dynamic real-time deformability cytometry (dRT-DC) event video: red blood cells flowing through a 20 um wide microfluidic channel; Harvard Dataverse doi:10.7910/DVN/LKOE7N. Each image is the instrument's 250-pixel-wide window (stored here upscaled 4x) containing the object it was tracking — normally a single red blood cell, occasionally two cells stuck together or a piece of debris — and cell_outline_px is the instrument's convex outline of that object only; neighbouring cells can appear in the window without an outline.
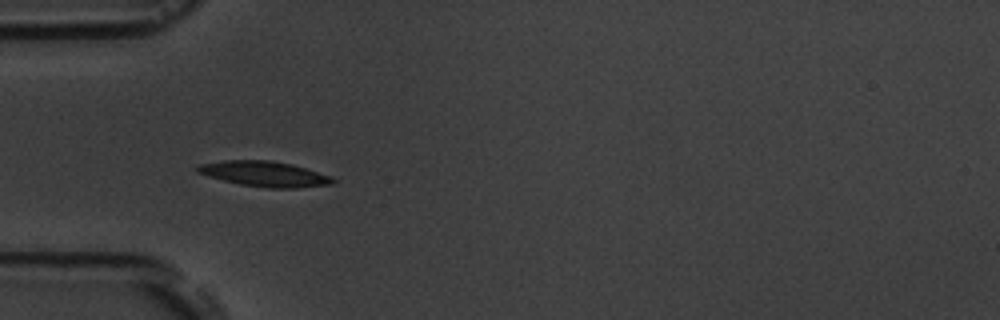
{"species": "common noctule bat (a hibernating species)", "species_latin": "Nyctalus noctula", "temperature_condition": "room temperature", "stored_images_in_passage": 5, "camera_frame_rate_fps": 3000, "um_per_image_px": 0.085, "animal": {"sex": "male", "body_mass_g": 19.5, "forearm_length_mm": 54.6}, "frame": {"image": 1, "passage_image": 2, "time_ms": 1.333, "image_size_px": [1000, 320], "cell_outline_px": [[336, 180], [332, 184], [296, 188], [268, 188], [240, 184], [208, 176], [196, 172], [196, 168], [200, 164], [224, 160], [268, 160], [292, 164], [332, 176]], "centroid_in_image_um": [22.5, 14.78], "position_along_channel_um": 62.5, "area_um2": 19.88}}
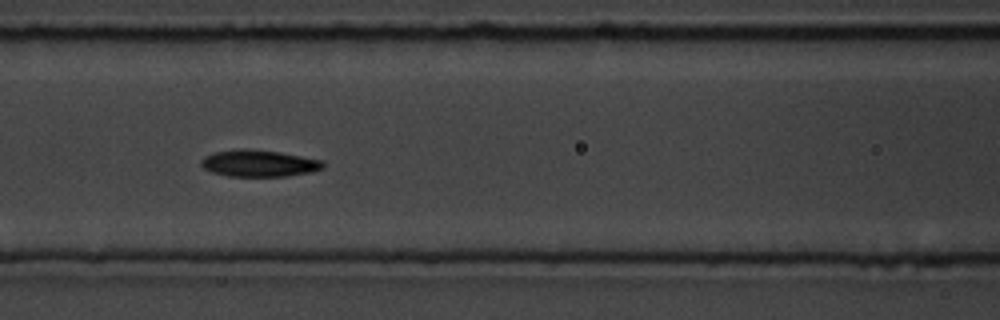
{"frame": {"image": 2, "passage_image": 4, "time_ms": 3.667, "image_size_px": [1000, 320], "cell_outline_px": [[324, 168], [312, 172], [288, 176], [228, 176], [212, 172], [204, 168], [200, 164], [200, 160], [204, 156], [216, 152], [240, 148], [244, 148], [280, 152], [324, 160]], "centroid_in_image_um": [22.03, 13.88], "position_along_channel_um": 144.6, "area_um2": 19.13}}
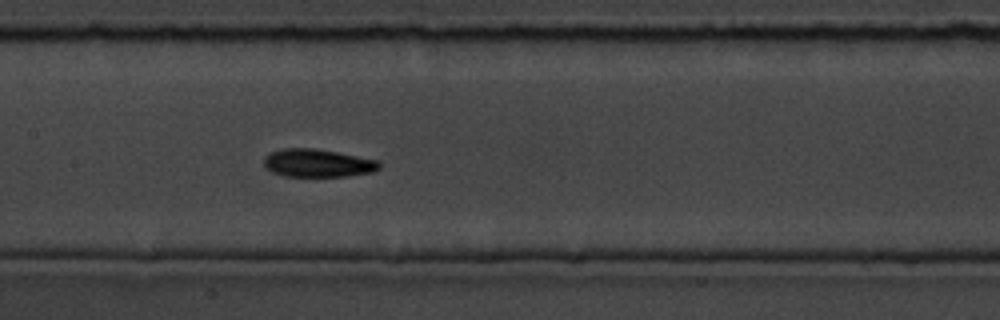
{"frame": {"image": 3, "passage_image": 5, "time_ms": 4.667, "image_size_px": [1000, 320], "cell_outline_px": [[380, 168], [372, 172], [348, 176], [284, 176], [272, 172], [264, 168], [264, 156], [280, 148], [316, 148], [380, 160]], "centroid_in_image_um": [26.99, 13.85], "position_along_channel_um": 180.4, "area_um2": 19.02}}